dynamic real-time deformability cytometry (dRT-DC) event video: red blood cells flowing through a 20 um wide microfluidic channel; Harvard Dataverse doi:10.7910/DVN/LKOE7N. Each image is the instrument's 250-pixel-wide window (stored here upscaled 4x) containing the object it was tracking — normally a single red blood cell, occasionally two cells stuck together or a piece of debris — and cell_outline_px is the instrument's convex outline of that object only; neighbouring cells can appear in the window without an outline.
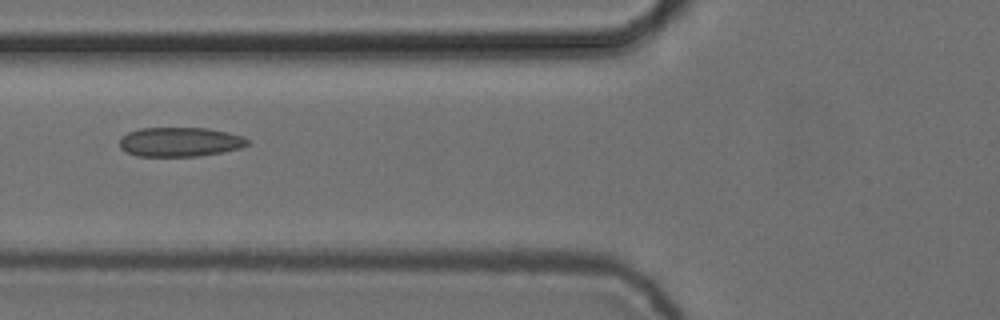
{"species": "common noctule bat (a hibernating species)", "species_latin": "Nyctalus noctula", "temperature_condition": "cold", "stored_images_in_passage": 5, "camera_frame_rate_fps": 3000, "um_per_image_px": 0.085, "animal": {"sex": "female", "body_mass_g": 24.6, "forearm_length_mm": 56.2}, "frame": {"image": 1, "passage_image": 5, "time_ms": 1.333, "image_size_px": [1000, 320], "cell_outline_px": [[248, 144], [240, 148], [200, 156], [136, 156], [120, 148], [120, 140], [128, 132], [140, 128], [208, 128], [228, 132], [244, 136], [248, 140]], "centroid_in_image_um": [15.31, 12.06], "position_along_channel_um": 110.5, "area_um2": 21.79}}